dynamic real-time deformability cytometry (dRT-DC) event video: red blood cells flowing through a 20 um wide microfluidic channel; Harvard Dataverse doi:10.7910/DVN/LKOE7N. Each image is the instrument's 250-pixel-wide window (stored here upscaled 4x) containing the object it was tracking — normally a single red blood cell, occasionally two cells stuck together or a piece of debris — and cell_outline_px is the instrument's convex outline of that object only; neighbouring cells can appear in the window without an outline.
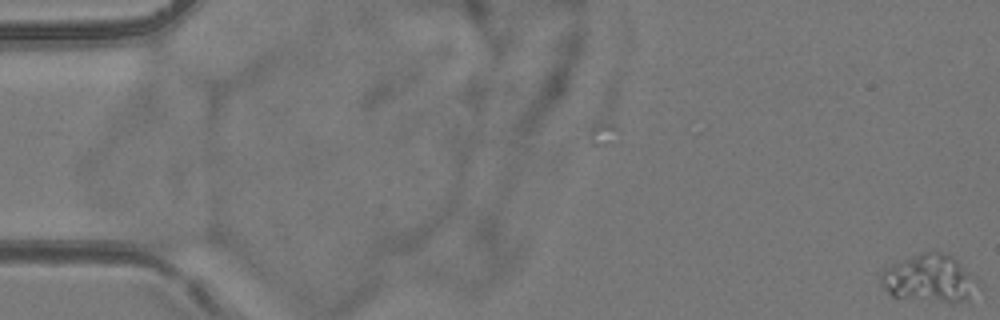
{"species": "common noctule bat (a hibernating species)", "species_latin": "Nyctalus noctula", "temperature_condition": "room temperature", "stored_images_in_passage": 6, "camera_frame_rate_fps": 3000, "um_per_image_px": 0.085, "animal": {"sex": "female", "body_mass_g": 24.6, "forearm_length_mm": 56.2}, "frame": {"image": 1, "passage_image": 6, "time_ms": 1.667, "image_size_px": [1000, 320], "cell_outline_px": [[984, 288], [968, 300], [940, 300], [892, 296], [880, 284], [880, 272], [884, 268], [892, 264], [920, 252], [932, 248], [948, 252], [976, 276], [980, 280]], "centroid_in_image_um": [79.1, 23.6], "position_along_channel_um": 5.9, "area_um2": 27.57}}